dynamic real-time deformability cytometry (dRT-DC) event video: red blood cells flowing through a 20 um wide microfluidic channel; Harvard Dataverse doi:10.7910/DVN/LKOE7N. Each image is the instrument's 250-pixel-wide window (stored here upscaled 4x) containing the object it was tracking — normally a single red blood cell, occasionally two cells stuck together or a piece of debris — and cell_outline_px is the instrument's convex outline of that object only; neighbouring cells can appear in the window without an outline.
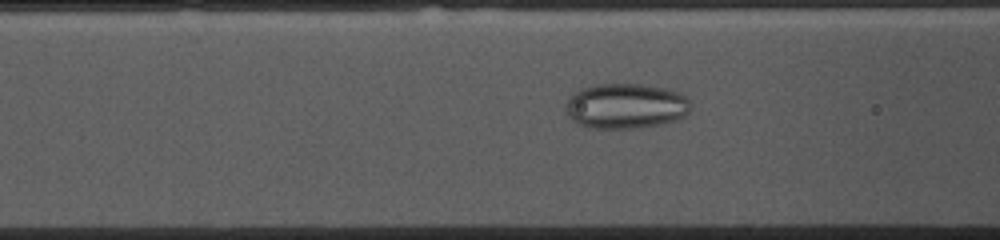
{"species": "common noctule bat (a hibernating species)", "species_latin": "Nyctalus noctula", "temperature_condition": "cold", "stored_images_in_passage": 53, "camera_frame_rate_fps": 3000, "um_per_image_px": 0.085, "animal": {"sex": "female", "body_mass_g": 10.0, "forearm_length_mm": 53.1}, "frame": {"image": 1, "passage_image": 19, "time_ms": 6.0, "image_size_px": [1000, 240], "cell_outline_px": [[688, 112], [684, 116], [676, 120], [660, 124], [640, 128], [588, 128], [576, 124], [568, 116], [568, 100], [580, 88], [596, 84], [640, 84], [664, 88], [676, 92], [684, 96], [688, 100]], "centroid_in_image_um": [53.16, 9.02], "position_along_channel_um": 113.4, "area_um2": 32.6}}
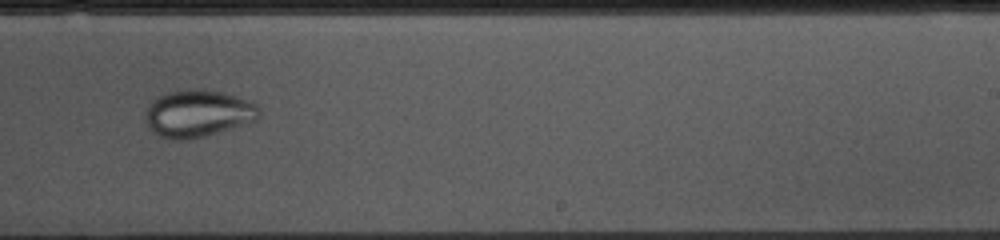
{"frame": {"image": 2, "passage_image": 32, "time_ms": 10.333, "image_size_px": [1000, 240], "cell_outline_px": [[260, 116], [252, 120], [204, 136], [188, 140], [172, 140], [160, 136], [148, 124], [148, 104], [156, 96], [168, 92], [188, 88], [196, 88], [224, 92], [240, 96], [256, 104], [260, 108]], "centroid_in_image_um": [16.83, 9.6], "position_along_channel_um": 272.2, "area_um2": 30.87}}
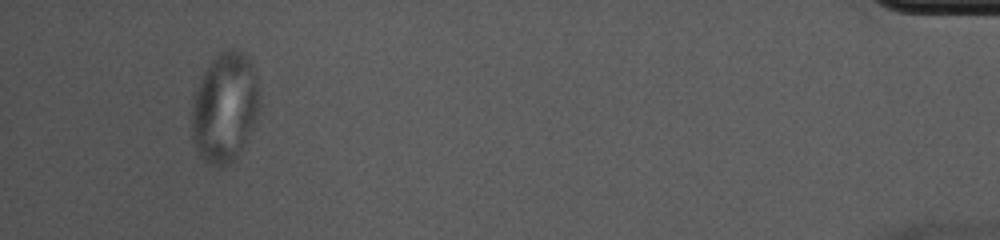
{"frame": {"image": 3, "passage_image": 50, "time_ms": 16.333, "image_size_px": [1000, 240], "cell_outline_px": [[260, 104], [256, 120], [240, 152], [228, 164], [208, 164], [200, 156], [192, 140], [192, 96], [208, 64], [220, 52], [228, 48], [236, 48], [248, 56], [252, 60], [256, 68], [260, 100]], "centroid_in_image_um": [19.13, 9.07], "position_along_channel_um": 416.1, "area_um2": 43.75}}